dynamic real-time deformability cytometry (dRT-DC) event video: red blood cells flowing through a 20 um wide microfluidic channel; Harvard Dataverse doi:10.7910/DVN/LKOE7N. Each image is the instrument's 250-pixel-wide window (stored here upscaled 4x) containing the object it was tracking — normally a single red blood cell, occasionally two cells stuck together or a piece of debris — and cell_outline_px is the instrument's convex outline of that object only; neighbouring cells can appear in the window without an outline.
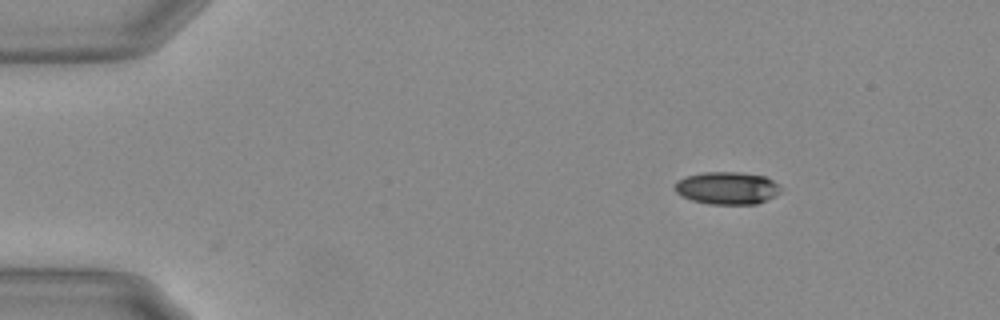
{"species": "Egyptian fruit bat (a non-hibernating species)", "species_latin": "Rousettus aegyptiacus", "temperature_condition": "warm", "stored_images_in_passage": 49, "camera_frame_rate_fps": 3000, "um_per_image_px": 0.085, "animal": {"sex": "female"}, "frame": {"image": 1, "passage_image": 1, "time_ms": 0.0, "image_size_px": [1000, 320], "cell_outline_px": [[780, 192], [776, 196], [756, 204], [708, 204], [692, 200], [680, 196], [676, 192], [676, 180], [688, 176], [704, 172], [740, 172], [764, 176], [780, 184]], "centroid_in_image_um": [61.82, 15.99], "position_along_channel_um": 23.2, "area_um2": 20.11}}
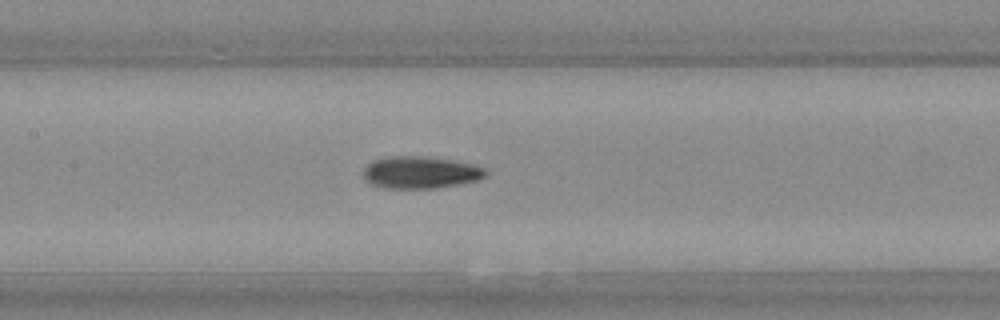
{"frame": {"image": 2, "passage_image": 20, "time_ms": 6.333, "image_size_px": [1000, 320], "cell_outline_px": [[488, 176], [480, 180], [436, 188], [384, 188], [372, 184], [364, 176], [364, 168], [372, 160], [388, 156], [428, 156], [456, 160], [472, 164], [484, 168], [488, 172]], "centroid_in_image_um": [35.79, 14.64], "position_along_channel_um": 171.6, "area_um2": 23.12}}
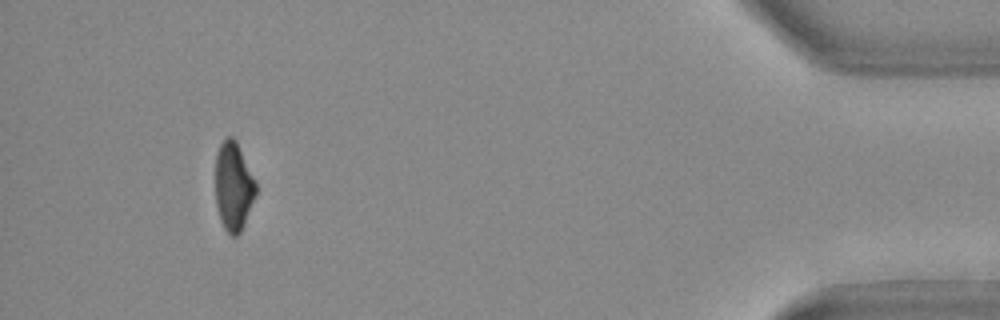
{"frame": {"image": 3, "passage_image": 45, "time_ms": 14.667, "image_size_px": [1000, 320], "cell_outline_px": [[256, 196], [244, 224], [240, 232], [236, 236], [232, 236], [224, 228], [220, 220], [216, 204], [216, 152], [220, 144], [228, 136], [232, 136], [236, 140], [256, 180]], "centroid_in_image_um": [19.85, 15.83], "position_along_channel_um": 415.3, "area_um2": 20.98}, "authors_computed_cell_mechanics": {"area_um2": 21.964, "velocity_mm_per_s": 3.6971, "shape_relaxation_time_tau1_ms": 3.4938, "shape_relaxation_time_tau2_ms": 3.4951, "deformation_change_tau1": 0.138, "deformation_change_tau2": 0.0927}}